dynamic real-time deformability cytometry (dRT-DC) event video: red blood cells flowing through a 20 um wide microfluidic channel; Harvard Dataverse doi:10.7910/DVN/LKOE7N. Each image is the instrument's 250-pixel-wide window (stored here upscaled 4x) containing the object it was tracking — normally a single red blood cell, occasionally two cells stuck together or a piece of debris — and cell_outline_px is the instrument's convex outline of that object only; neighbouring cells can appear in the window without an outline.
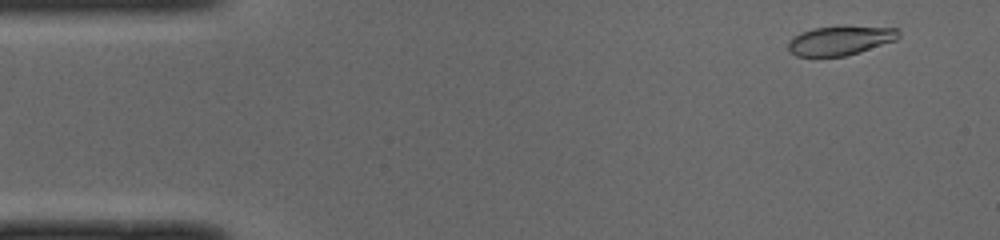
{"species": "common noctule bat (a hibernating species)", "species_latin": "Nyctalus noctula", "temperature_condition": "cold", "stored_images_in_passage": 49, "camera_frame_rate_fps": 3000, "um_per_image_px": 0.085, "animal": {"sex": "male", "body_mass_g": 19.0, "forearm_length_mm": 50.8}, "frame": {"image": 1, "passage_image": 3, "time_ms": 0.667, "image_size_px": [1000, 240], "cell_outline_px": [[900, 36], [896, 40], [844, 56], [796, 56], [788, 52], [788, 44], [792, 36], [812, 28], [900, 28]], "centroid_in_image_um": [71.36, 3.47], "position_along_channel_um": 13.6, "area_um2": 18.09}}
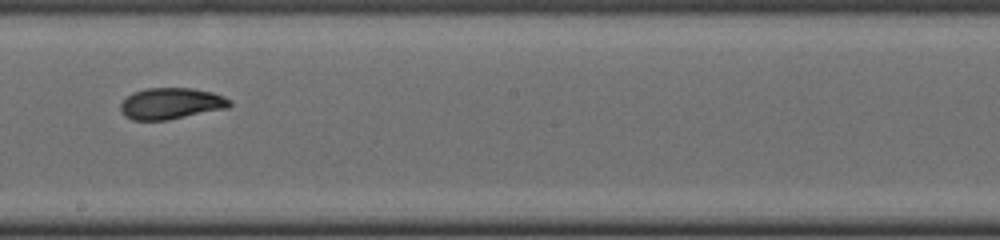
{"frame": {"image": 2, "passage_image": 27, "time_ms": 8.667, "image_size_px": [1000, 240], "cell_outline_px": [[232, 104], [228, 108], [168, 120], [132, 120], [124, 116], [120, 108], [120, 104], [132, 92], [148, 88], [192, 88], [212, 92], [224, 96], [232, 100]], "centroid_in_image_um": [14.56, 8.8], "position_along_channel_um": 233.6, "area_um2": 20.06}}
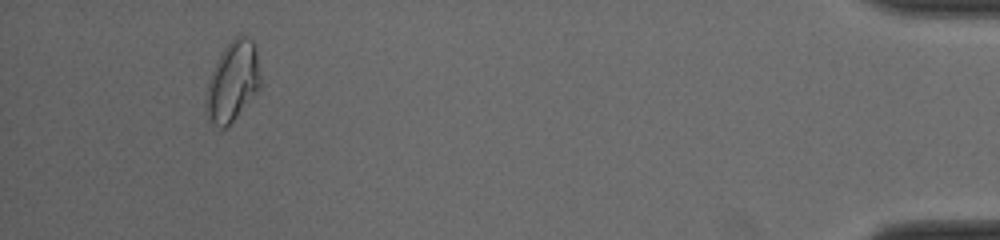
{"frame": {"image": 3, "passage_image": 46, "time_ms": 15.0, "image_size_px": [1000, 240], "cell_outline_px": [[260, 84], [256, 92], [236, 116], [224, 128], [220, 128], [208, 120], [208, 84], [216, 60], [224, 48], [236, 36], [248, 36], [256, 44], [260, 76]], "centroid_in_image_um": [19.81, 6.86], "position_along_channel_um": 415.4, "area_um2": 24.51}, "authors_computed_cell_mechanics": {"area_um2": 20.23, "velocity_mm_per_s": 4.0079, "shape_relaxation_time_tau1_ms": 6.721, "shape_relaxation_time_tau2_ms": 1.8915, "deformation_change_tau1": 0.1859, "deformation_change_tau2": 0.0536}}